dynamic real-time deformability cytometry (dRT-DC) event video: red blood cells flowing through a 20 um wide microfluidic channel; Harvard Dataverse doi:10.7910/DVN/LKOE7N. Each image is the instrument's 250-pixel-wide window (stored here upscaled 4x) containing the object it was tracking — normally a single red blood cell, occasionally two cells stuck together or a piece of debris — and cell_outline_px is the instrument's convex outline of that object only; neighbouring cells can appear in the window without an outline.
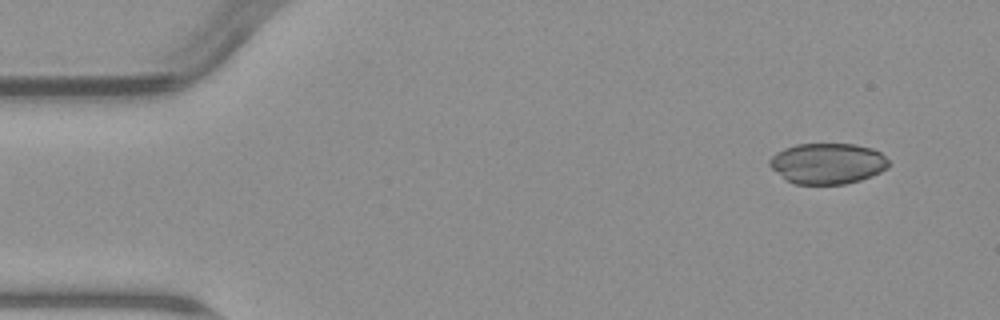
{"species": "common noctule bat (a hibernating species)", "species_latin": "Nyctalus noctula", "temperature_condition": "warm", "stored_images_in_passage": 5, "camera_frame_rate_fps": 3000, "um_per_image_px": 0.085, "animal": {"sex": "male", "body_mass_g": 23.1, "forearm_length_mm": 52.7}, "frame": {"image": 1, "passage_image": 1, "time_ms": 0.0, "image_size_px": [1000, 320], "cell_outline_px": [[888, 168], [872, 176], [860, 180], [844, 184], [796, 184], [788, 180], [772, 168], [768, 164], [768, 160], [776, 152], [784, 148], [796, 144], [856, 144], [872, 148], [880, 152], [888, 160]], "centroid_in_image_um": [70.35, 13.88], "position_along_channel_um": 14.6, "area_um2": 28.26}}